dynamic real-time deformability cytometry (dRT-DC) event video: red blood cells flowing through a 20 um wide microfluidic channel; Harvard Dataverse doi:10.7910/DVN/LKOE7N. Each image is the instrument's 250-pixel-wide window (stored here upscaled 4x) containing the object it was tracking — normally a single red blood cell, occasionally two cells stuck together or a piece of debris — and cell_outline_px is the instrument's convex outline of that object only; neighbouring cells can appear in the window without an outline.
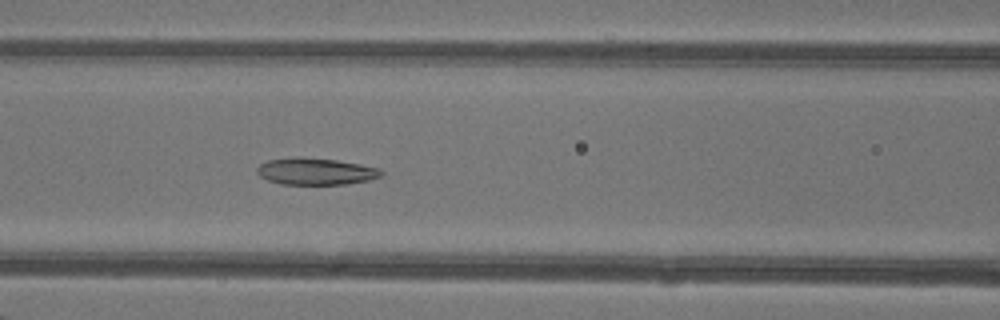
{"species": "common noctule bat (a hibernating species)", "species_latin": "Nyctalus noctula", "temperature_condition": "warm", "stored_images_in_passage": 39, "camera_frame_rate_fps": 3000, "um_per_image_px": 0.085, "animal": {"sex": "female"}, "frame": {"image": 1, "passage_image": 21, "time_ms": 6.667, "image_size_px": [1000, 320], "cell_outline_px": [[384, 176], [368, 180], [344, 184], [280, 184], [268, 180], [260, 176], [256, 172], [256, 168], [260, 164], [268, 160], [296, 156], [300, 156], [336, 160], [360, 164], [380, 168], [384, 172]], "centroid_in_image_um": [26.84, 14.56], "position_along_channel_um": 139.8, "area_um2": 19.59}}
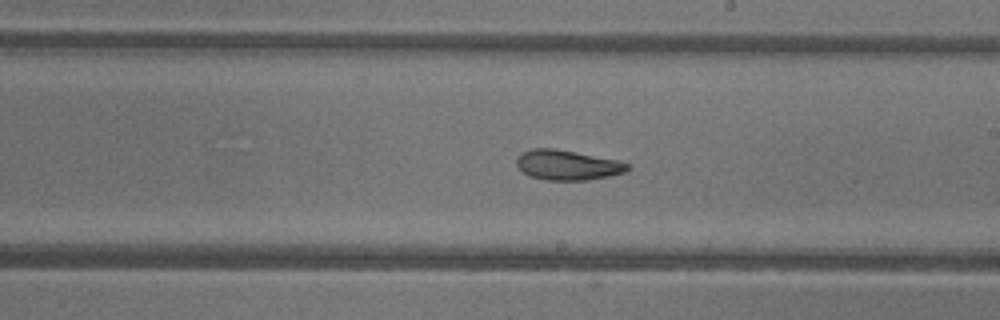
{"frame": {"image": 2, "passage_image": 28, "time_ms": 9.0, "image_size_px": [1000, 320], "cell_outline_px": [[632, 168], [624, 172], [608, 176], [584, 180], [544, 180], [532, 176], [524, 172], [516, 164], [516, 156], [520, 152], [532, 148], [556, 148], [616, 160], [628, 164]], "centroid_in_image_um": [48.19, 14.01], "position_along_channel_um": 240.8, "area_um2": 19.31}}
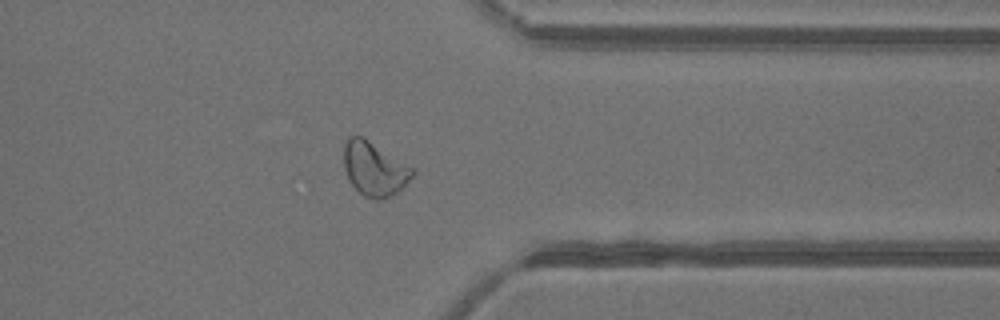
{"frame": {"image": 3, "passage_image": 38, "time_ms": 12.333, "image_size_px": [1000, 320], "cell_outline_px": [[416, 172], [392, 196], [380, 200], [376, 200], [364, 196], [348, 180], [344, 168], [344, 144], [348, 136], [364, 136], [416, 168]], "centroid_in_image_um": [31.83, 14.32], "position_along_channel_um": 379.6, "area_um2": 21.91}}